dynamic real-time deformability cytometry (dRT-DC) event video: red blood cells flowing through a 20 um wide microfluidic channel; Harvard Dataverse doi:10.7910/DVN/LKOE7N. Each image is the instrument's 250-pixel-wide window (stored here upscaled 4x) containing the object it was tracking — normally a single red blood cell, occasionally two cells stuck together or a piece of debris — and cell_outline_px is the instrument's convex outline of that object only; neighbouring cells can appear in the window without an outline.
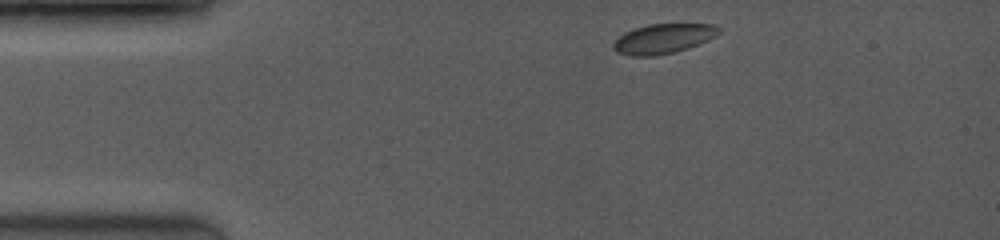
{"species": "common noctule bat (a hibernating species)", "species_latin": "Nyctalus noctula", "temperature_condition": "room temperature", "stored_images_in_passage": 7, "camera_frame_rate_fps": 3500, "um_per_image_px": 0.085, "animal": {"sex": "female", "body_mass_g": 19.0, "forearm_length_mm": 53.3}, "frame": {"image": 1, "passage_image": 1, "time_ms": 0.0, "image_size_px": [1000, 240], "cell_outline_px": [[720, 32], [716, 36], [708, 40], [688, 48], [656, 56], [628, 56], [616, 52], [612, 48], [612, 44], [624, 32], [648, 24], [716, 24], [720, 28]], "centroid_in_image_um": [56.37, 3.29], "position_along_channel_um": 28.6, "area_um2": 18.32}}
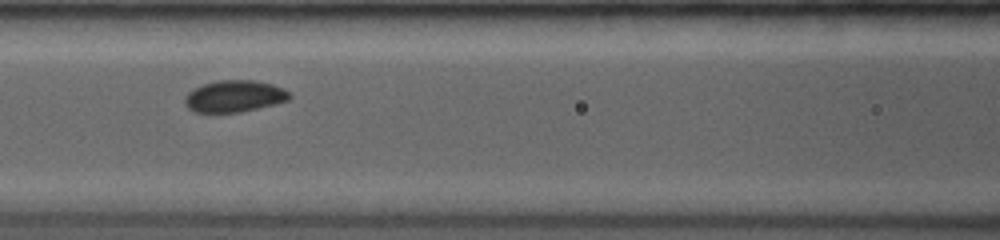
{"frame": {"image": 2, "passage_image": 6, "time_ms": 4.286, "image_size_px": [1000, 240], "cell_outline_px": [[292, 96], [288, 100], [240, 112], [196, 112], [188, 108], [184, 104], [184, 100], [188, 92], [204, 84], [220, 80], [256, 80], [272, 84], [284, 88]], "centroid_in_image_um": [19.92, 8.17], "position_along_channel_um": 146.7, "area_um2": 19.13}}
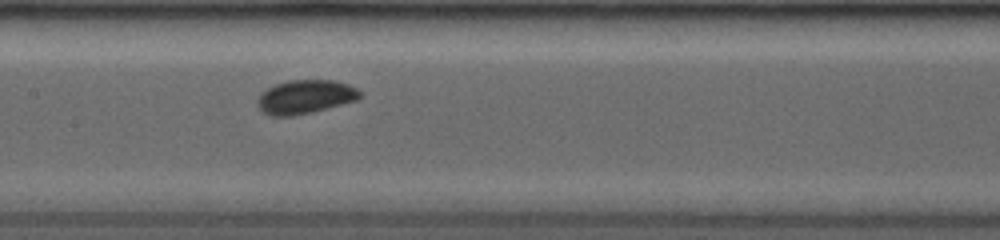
{"frame": {"image": 3, "passage_image": 7, "time_ms": 5.143, "image_size_px": [1000, 240], "cell_outline_px": [[360, 96], [356, 100], [312, 112], [292, 116], [268, 116], [256, 104], [260, 96], [268, 88], [276, 84], [288, 80], [332, 80], [348, 84], [356, 88], [360, 92]], "centroid_in_image_um": [25.93, 8.23], "position_along_channel_um": 181.5, "area_um2": 19.88}}